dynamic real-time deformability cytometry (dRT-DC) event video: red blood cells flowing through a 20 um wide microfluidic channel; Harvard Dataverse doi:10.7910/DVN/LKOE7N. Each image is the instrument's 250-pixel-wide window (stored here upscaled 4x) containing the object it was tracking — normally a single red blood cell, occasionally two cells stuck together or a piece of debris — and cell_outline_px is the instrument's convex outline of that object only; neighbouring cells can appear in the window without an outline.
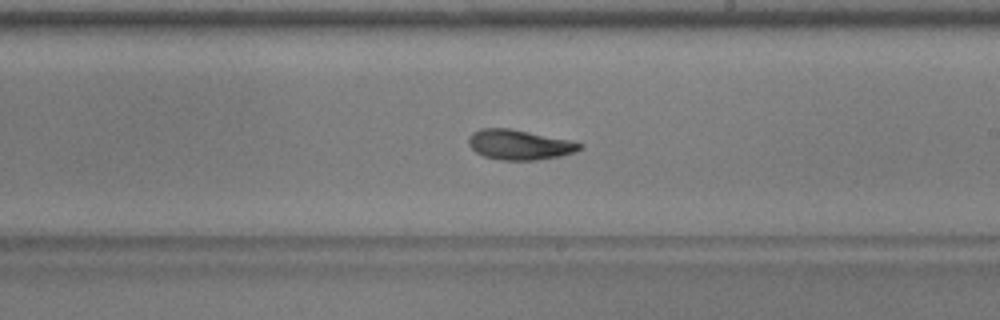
{"species": "common noctule bat (a hibernating species)", "species_latin": "Nyctalus noctula", "temperature_condition": "warm", "stored_images_in_passage": 53, "camera_frame_rate_fps": 3000, "um_per_image_px": 0.085, "animal": {"sex": "male", "body_mass_g": 17.9, "forearm_length_mm": 54.2}, "frame": {"image": 1, "passage_image": 31, "time_ms": 10.0, "image_size_px": [1000, 320], "cell_outline_px": [[584, 148], [576, 152], [560, 156], [536, 160], [500, 160], [484, 156], [476, 152], [468, 144], [468, 140], [472, 132], [480, 128], [508, 128], [568, 140], [584, 144]], "centroid_in_image_um": [44.15, 12.31], "position_along_channel_um": 244.9, "area_um2": 19.36}, "authors_computed_cell_mechanics": {"area_um2": 19.4786, "velocity_mm_per_s": 3.9316, "shape_relaxation_time_tau1_ms": 4.3915, "shape_relaxation_time_tau2_ms": 1.4729, "deformation_change_tau1": 0.1722, "deformation_change_tau2": 0.0692}}